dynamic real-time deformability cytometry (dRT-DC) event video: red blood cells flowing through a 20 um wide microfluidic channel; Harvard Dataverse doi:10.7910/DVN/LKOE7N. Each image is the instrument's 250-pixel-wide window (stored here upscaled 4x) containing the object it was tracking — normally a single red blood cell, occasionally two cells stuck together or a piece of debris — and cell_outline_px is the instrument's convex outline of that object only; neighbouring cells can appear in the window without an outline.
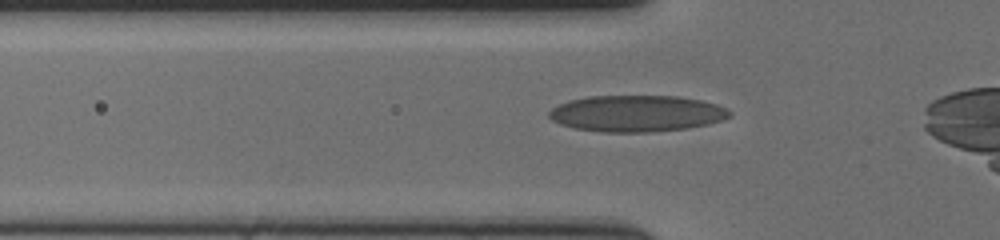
{"species": "human", "species_latin": "Homo sapiens", "temperature_condition": "cold", "stored_images_in_passage": 37, "camera_frame_rate_fps": 3000, "um_per_image_px": 0.085, "donor": {"sex": "female"}, "frame": {"image": 1, "passage_image": 5, "time_ms": 1.333, "image_size_px": [1000, 240], "cell_outline_px": [[732, 116], [724, 120], [708, 124], [688, 128], [648, 132], [604, 132], [576, 128], [560, 124], [552, 120], [548, 116], [548, 112], [552, 108], [568, 100], [588, 96], [680, 96], [700, 100], [716, 104], [728, 108], [732, 112]], "centroid_in_image_um": [54.15, 9.64], "position_along_channel_um": 71.7, "area_um2": 38.49}}
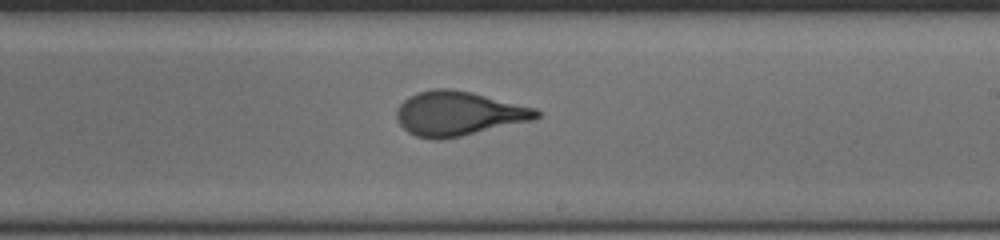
{"frame": {"image": 2, "passage_image": 20, "time_ms": 6.333, "image_size_px": [1000, 240], "cell_outline_px": [[540, 116], [536, 120], [460, 136], [440, 140], [436, 140], [416, 136], [408, 132], [400, 124], [396, 116], [396, 108], [408, 96], [416, 92], [432, 88], [448, 88], [472, 92], [536, 108], [540, 112]], "centroid_in_image_um": [38.97, 9.64], "position_along_channel_um": 250.0, "area_um2": 36.36}}
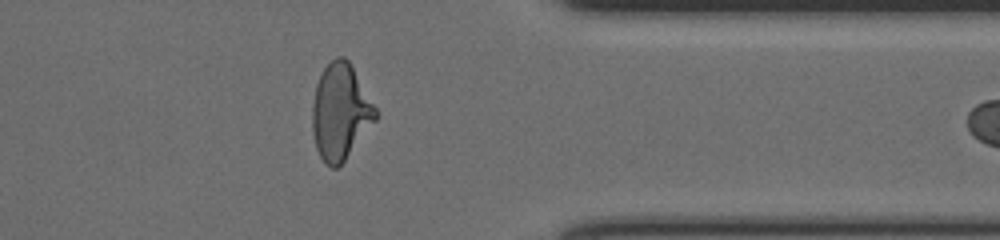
{"frame": {"image": 3, "passage_image": 32, "time_ms": 10.333, "image_size_px": [1000, 240], "cell_outline_px": [[376, 120], [344, 160], [336, 168], [332, 168], [324, 164], [316, 148], [312, 132], [312, 104], [316, 84], [324, 68], [336, 56], [344, 56], [348, 60], [376, 108]], "centroid_in_image_um": [28.9, 9.52], "position_along_channel_um": 382.5, "area_um2": 34.97}, "authors_computed_cell_mechanics": {"area_um2": 35.4892, "velocity_mm_per_s": 3.5762, "shape_relaxation_time_tau1_ms": 5.9533, "shape_relaxation_time_tau2_ms": null, "deformation_change_tau1": 0.2196, "deformation_change_tau2": null}}